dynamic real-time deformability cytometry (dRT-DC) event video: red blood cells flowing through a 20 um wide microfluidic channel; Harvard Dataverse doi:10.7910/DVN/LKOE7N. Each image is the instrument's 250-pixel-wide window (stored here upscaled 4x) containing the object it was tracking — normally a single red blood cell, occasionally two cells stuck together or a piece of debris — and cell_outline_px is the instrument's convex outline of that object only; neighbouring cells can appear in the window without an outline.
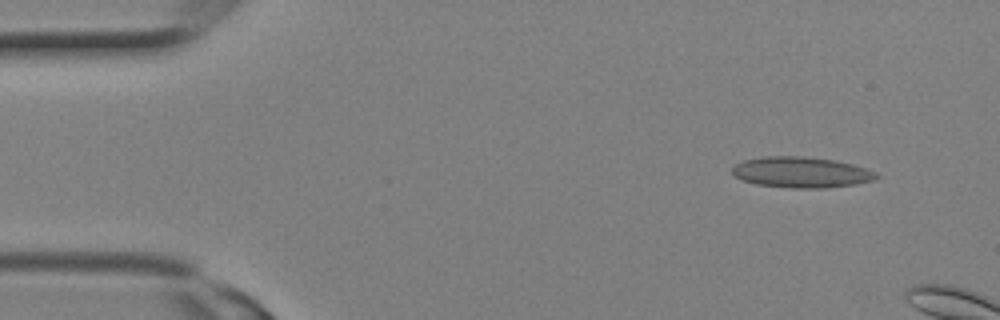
{"species": "Egyptian fruit bat (a non-hibernating species)", "species_latin": "Rousettus aegyptiacus", "temperature_condition": "room temperature", "stored_images_in_passage": 5, "camera_frame_rate_fps": 3000, "um_per_image_px": 0.085, "animal": {"sex": "female"}, "frame": {"image": 1, "passage_image": 2, "time_ms": 0.333, "image_size_px": [1000, 320], "cell_outline_px": [[880, 176], [876, 180], [856, 184], [824, 188], [792, 188], [756, 184], [744, 180], [736, 176], [732, 172], [732, 168], [736, 164], [744, 160], [764, 156], [804, 156], [832, 160], [852, 164], [876, 172]], "centroid_in_image_um": [68.13, 14.64], "position_along_channel_um": 16.9, "area_um2": 25.78}}